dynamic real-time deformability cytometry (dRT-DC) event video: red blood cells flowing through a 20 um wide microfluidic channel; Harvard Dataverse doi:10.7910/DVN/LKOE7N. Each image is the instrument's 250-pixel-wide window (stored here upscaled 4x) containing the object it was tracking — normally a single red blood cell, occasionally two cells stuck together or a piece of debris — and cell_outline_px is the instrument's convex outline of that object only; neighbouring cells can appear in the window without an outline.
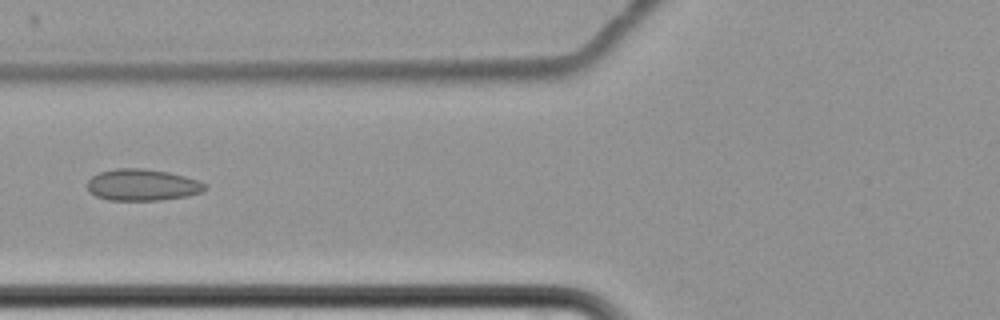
{"species": "common noctule bat (a hibernating species)", "species_latin": "Nyctalus noctula", "temperature_condition": "cold", "stored_images_in_passage": 5, "camera_frame_rate_fps": 3000, "um_per_image_px": 0.085, "animal": {"sex": "female", "body_mass_g": 22.7, "forearm_length_mm": 54.2}, "frame": {"image": 1, "passage_image": 2, "time_ms": 1.333, "image_size_px": [1000, 320], "cell_outline_px": [[208, 188], [200, 192], [188, 196], [160, 200], [108, 200], [96, 196], [88, 192], [88, 180], [92, 176], [100, 172], [116, 168], [144, 168], [168, 172], [200, 180], [208, 184]], "centroid_in_image_um": [12.12, 15.71], "position_along_channel_um": 113.7, "area_um2": 21.85}}
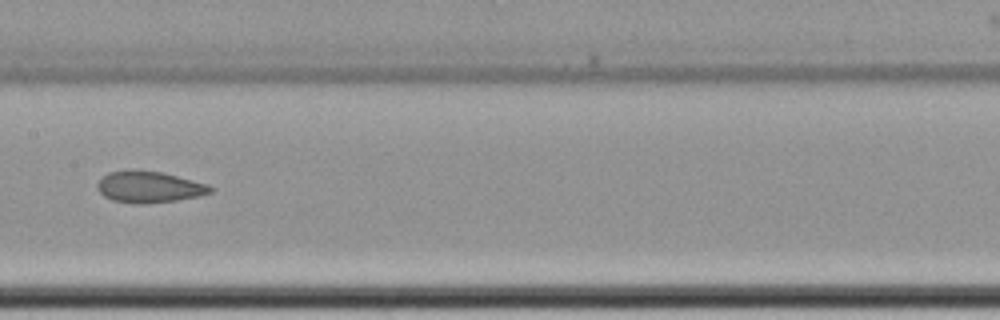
{"frame": {"image": 2, "passage_image": 4, "time_ms": 3.667, "image_size_px": [1000, 320], "cell_outline_px": [[212, 192], [200, 196], [176, 200], [144, 204], [136, 204], [112, 200], [104, 196], [96, 188], [96, 184], [108, 172], [128, 168], [132, 168], [160, 172], [208, 184], [212, 188]], "centroid_in_image_um": [12.63, 15.88], "position_along_channel_um": 194.8, "area_um2": 20.87}}
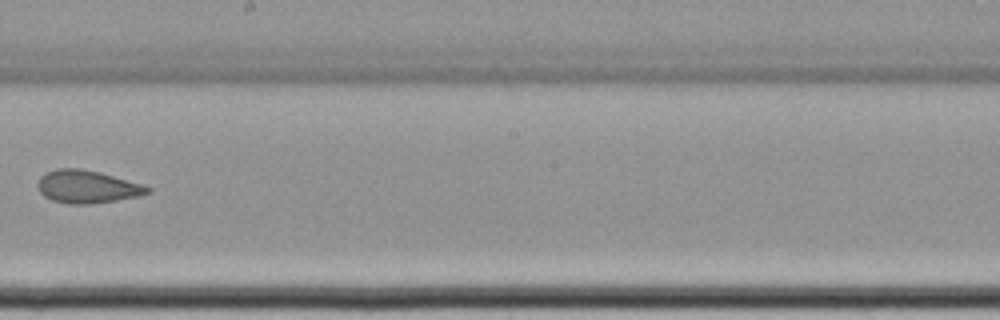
{"frame": {"image": 3, "passage_image": 5, "time_ms": 5.0, "image_size_px": [1000, 320], "cell_outline_px": [[152, 192], [140, 196], [116, 200], [88, 204], [68, 204], [52, 200], [44, 196], [40, 192], [36, 184], [40, 176], [56, 168], [80, 168], [100, 172], [140, 184], [152, 188]], "centroid_in_image_um": [7.39, 15.87], "position_along_channel_um": 240.8, "area_um2": 20.98}}